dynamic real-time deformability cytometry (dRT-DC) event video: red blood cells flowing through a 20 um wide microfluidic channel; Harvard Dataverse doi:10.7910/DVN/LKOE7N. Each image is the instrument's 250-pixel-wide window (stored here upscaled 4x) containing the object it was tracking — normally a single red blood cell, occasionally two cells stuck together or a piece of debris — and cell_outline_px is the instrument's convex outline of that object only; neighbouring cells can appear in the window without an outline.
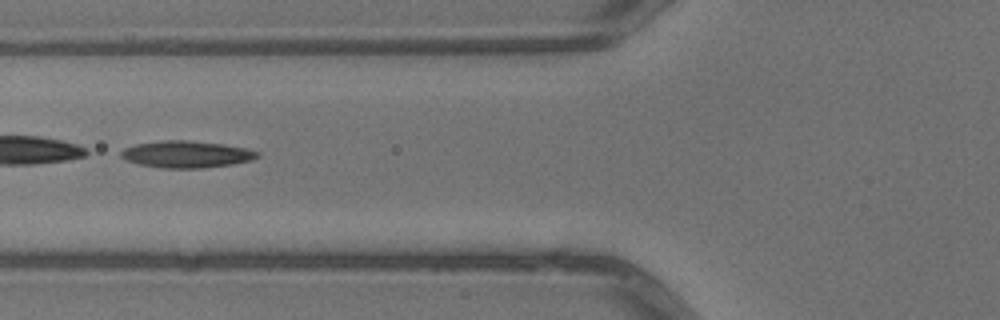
{"species": "common noctule bat (a hibernating species)", "species_latin": "Nyctalus noctula", "temperature_condition": "warm", "stored_images_in_passage": 6, "camera_frame_rate_fps": 3000, "um_per_image_px": 0.085, "animal": {"sex": "male", "body_mass_g": 13.3}, "frame": {"image": 1, "passage_image": 6, "time_ms": 1.667, "image_size_px": [1000, 320], "cell_outline_px": [[260, 156], [252, 160], [232, 164], [200, 168], [160, 168], [140, 164], [128, 160], [120, 156], [120, 152], [124, 148], [136, 144], [160, 140], [188, 140], [224, 144], [244, 148], [260, 152]], "centroid_in_image_um": [15.85, 13.11], "position_along_channel_um": 109.9, "area_um2": 21.33}}